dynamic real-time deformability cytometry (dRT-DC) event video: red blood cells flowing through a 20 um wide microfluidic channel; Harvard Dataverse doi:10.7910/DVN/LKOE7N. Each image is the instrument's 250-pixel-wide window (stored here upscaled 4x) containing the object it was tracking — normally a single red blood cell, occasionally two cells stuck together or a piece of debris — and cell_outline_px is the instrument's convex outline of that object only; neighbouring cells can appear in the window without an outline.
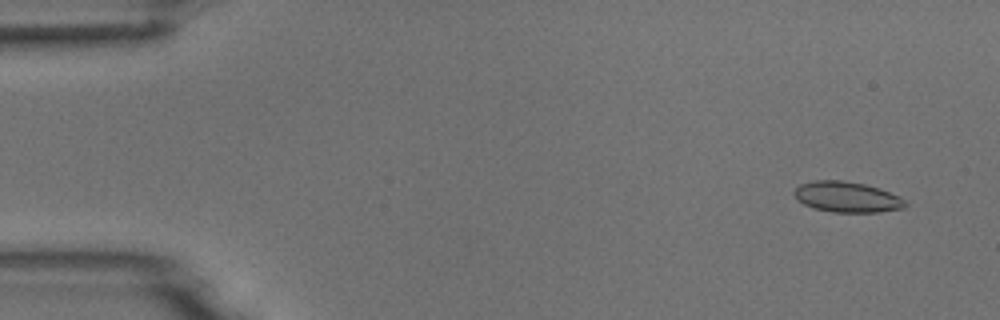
{"species": "common noctule bat (a hibernating species)", "species_latin": "Nyctalus noctula", "temperature_condition": "room temperature", "stored_images_in_passage": 5, "camera_frame_rate_fps": 3000, "um_per_image_px": 0.085, "animal": {"sex": "male", "body_mass_g": 18.8}, "frame": {"image": 1, "passage_image": 2, "time_ms": 1.0, "image_size_px": [1000, 320], "cell_outline_px": [[908, 204], [904, 208], [880, 212], [832, 212], [812, 208], [796, 200], [792, 192], [800, 184], [812, 180], [840, 180], [864, 184], [880, 188], [900, 196]], "centroid_in_image_um": [71.97, 16.74], "position_along_channel_um": 13.0, "area_um2": 20.06}}
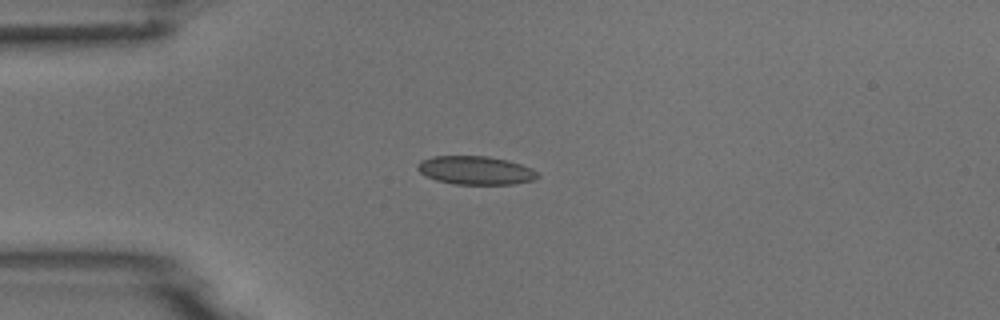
{"frame": {"image": 2, "passage_image": 4, "time_ms": 4.333, "image_size_px": [1000, 320], "cell_outline_px": [[540, 176], [532, 180], [512, 184], [452, 184], [436, 180], [424, 176], [416, 168], [416, 164], [420, 160], [432, 156], [488, 156], [508, 160], [532, 168]], "centroid_in_image_um": [40.37, 14.47], "position_along_channel_um": 44.6, "area_um2": 20.06}}